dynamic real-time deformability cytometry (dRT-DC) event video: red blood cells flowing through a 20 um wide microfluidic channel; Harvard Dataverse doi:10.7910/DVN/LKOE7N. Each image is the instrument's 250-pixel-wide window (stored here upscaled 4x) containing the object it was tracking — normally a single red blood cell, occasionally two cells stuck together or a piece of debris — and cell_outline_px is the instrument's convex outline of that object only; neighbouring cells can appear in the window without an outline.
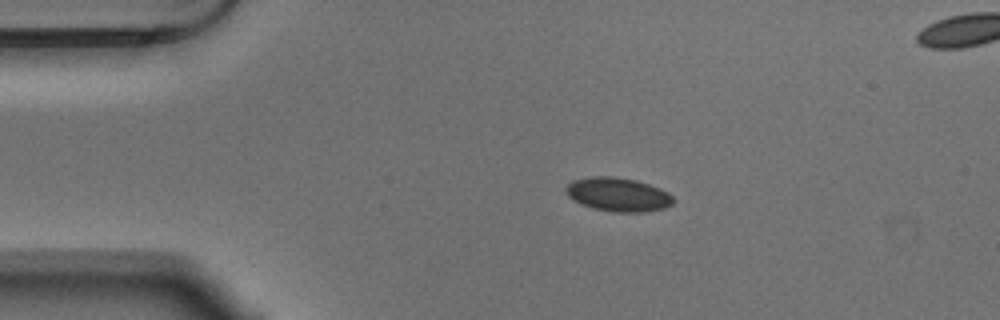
{"species": "Egyptian fruit bat (a non-hibernating species)", "species_latin": "Rousettus aegyptiacus", "temperature_condition": "warm", "stored_images_in_passage": 46, "segment_of_instrument_passage": [1, 2], "camera_frame_rate_fps": 3000, "um_per_image_px": 0.085, "animal": {"sex": "male"}, "frame": {"image": 1, "passage_image": 1, "time_ms": 0.0, "image_size_px": [1000, 320], "cell_outline_px": [[676, 200], [672, 204], [664, 208], [644, 212], [616, 212], [592, 208], [572, 200], [568, 196], [564, 188], [572, 180], [592, 176], [612, 176], [636, 180], [660, 188], [668, 192]], "centroid_in_image_um": [52.53, 16.53], "position_along_channel_um": 32.5, "area_um2": 21.27}}
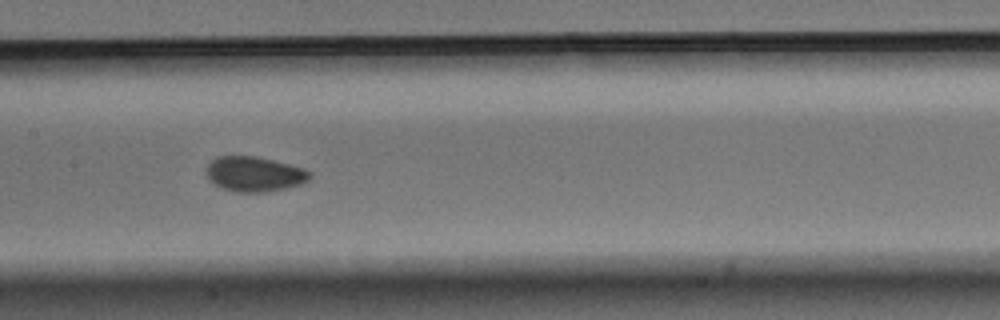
{"frame": {"image": 2, "passage_image": 17, "time_ms": 5.333, "image_size_px": [1000, 320], "cell_outline_px": [[312, 176], [308, 180], [300, 184], [284, 188], [264, 192], [236, 192], [220, 188], [208, 180], [204, 172], [204, 168], [216, 156], [256, 156], [304, 168], [312, 172]], "centroid_in_image_um": [21.56, 14.79], "position_along_channel_um": 185.8, "area_um2": 21.33}}
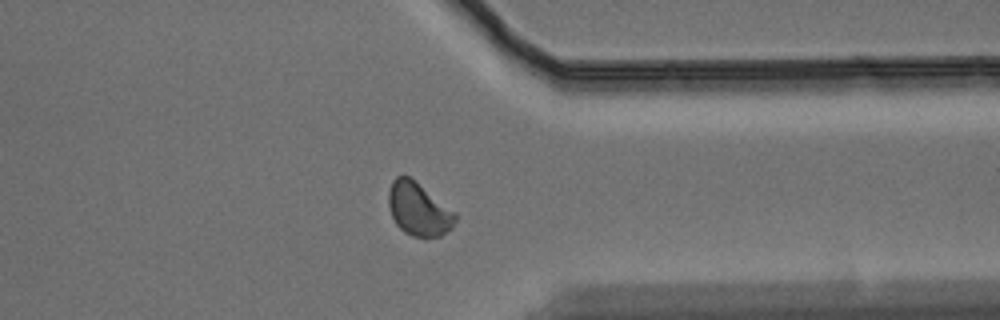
{"frame": {"image": 3, "passage_image": 33, "time_ms": 10.667, "image_size_px": [1000, 320], "cell_outline_px": [[456, 220], [452, 228], [440, 236], [424, 240], [412, 236], [404, 232], [396, 224], [392, 216], [388, 204], [388, 192], [392, 180], [396, 176], [408, 176], [456, 212]], "centroid_in_image_um": [35.58, 17.83], "position_along_channel_um": 375.8, "area_um2": 20.81}}